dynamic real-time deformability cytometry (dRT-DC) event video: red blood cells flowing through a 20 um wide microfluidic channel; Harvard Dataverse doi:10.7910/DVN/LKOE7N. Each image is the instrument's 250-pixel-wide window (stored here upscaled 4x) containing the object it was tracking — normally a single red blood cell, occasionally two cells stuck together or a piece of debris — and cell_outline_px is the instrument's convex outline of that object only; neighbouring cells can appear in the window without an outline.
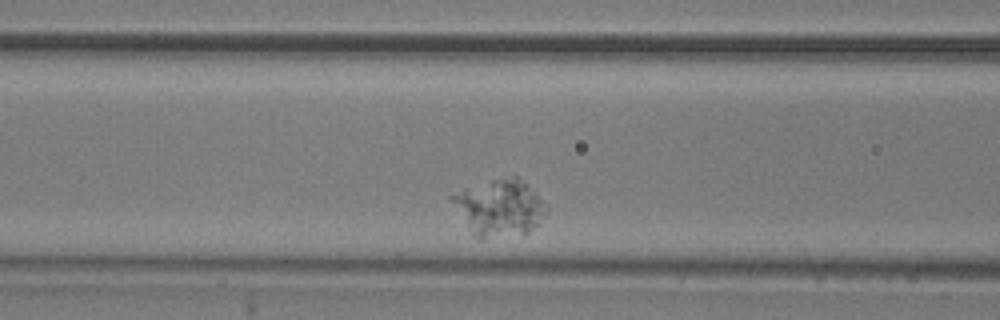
{"species": "common noctule bat (a hibernating species)", "species_latin": "Nyctalus noctula", "temperature_condition": "room temperature", "stored_images_in_passage": 42, "camera_frame_rate_fps": 3000, "um_per_image_px": 0.085, "animal": {"sex": "male", "body_mass_g": 20.5, "forearm_length_mm": 52.5}, "frame": {"image": 1, "passage_image": 7, "time_ms": 2.0, "image_size_px": [1000, 320], "cell_outline_px": [[544, 212], [536, 224], [528, 232], [484, 240], [480, 240], [472, 236], [448, 196], [464, 188], [492, 180], [512, 176], [516, 176], [536, 188]], "centroid_in_image_um": [42.38, 17.66], "position_along_channel_um": 124.2, "area_um2": 30.87}}
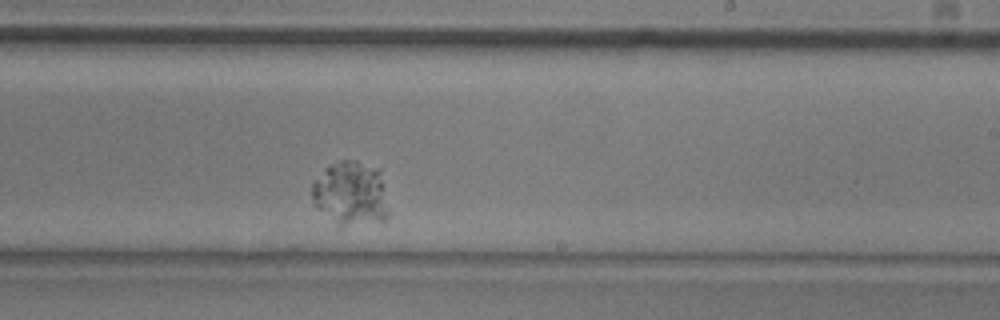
{"frame": {"image": 2, "passage_image": 19, "time_ms": 6.0, "image_size_px": [1000, 320], "cell_outline_px": [[388, 220], [340, 228], [336, 228], [316, 208], [312, 196], [312, 184], [324, 168], [340, 160], [356, 160], [380, 168], [384, 184], [388, 212]], "centroid_in_image_um": [29.81, 16.49], "position_along_channel_um": 259.2, "area_um2": 29.65}}
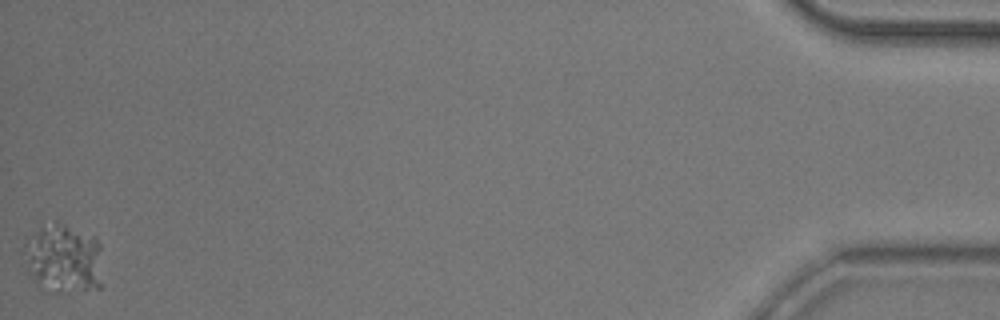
{"frame": {"image": 3, "passage_image": 42, "time_ms": 13.667, "image_size_px": [1000, 320], "cell_outline_px": [[100, 288], [84, 288], [40, 280], [28, 272], [28, 260], [36, 232], [40, 224], [56, 220], [96, 236], [100, 244]], "centroid_in_image_um": [5.56, 21.76], "position_along_channel_um": 429.6, "area_um2": 28.21}}